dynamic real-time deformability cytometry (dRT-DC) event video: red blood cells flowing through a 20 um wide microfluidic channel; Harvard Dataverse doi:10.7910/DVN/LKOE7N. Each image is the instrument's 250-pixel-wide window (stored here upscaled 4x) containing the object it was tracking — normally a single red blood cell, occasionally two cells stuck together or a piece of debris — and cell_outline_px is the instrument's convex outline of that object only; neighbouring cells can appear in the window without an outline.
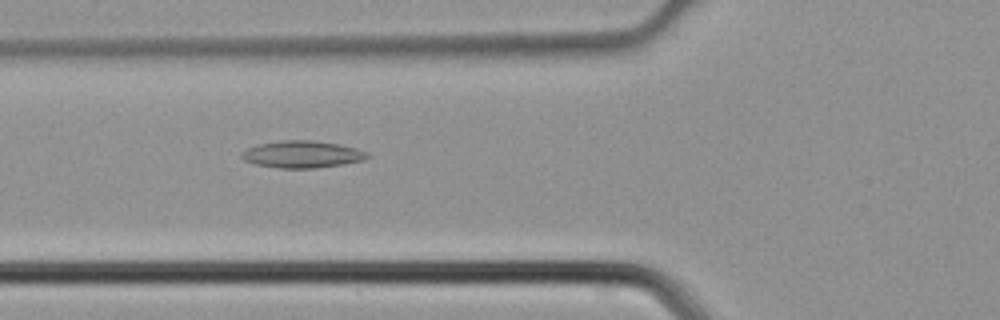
{"species": "common noctule bat (a hibernating species)", "species_latin": "Nyctalus noctula", "temperature_condition": "cold", "stored_images_in_passage": 45, "segment_of_instrument_passage": [1, 2], "camera_frame_rate_fps": 3000, "um_per_image_px": 0.085, "animal": {"sex": "male", "body_mass_g": 21.5, "forearm_length_mm": 52.0}, "frame": {"image": 1, "passage_image": 16, "time_ms": 5.0, "image_size_px": [1000, 320], "cell_outline_px": [[368, 156], [364, 160], [344, 164], [316, 168], [280, 168], [256, 164], [244, 160], [240, 156], [240, 152], [248, 148], [260, 144], [280, 140], [312, 140], [340, 144], [356, 148], [368, 152]], "centroid_in_image_um": [25.69, 13.11], "position_along_channel_um": 100.1, "area_um2": 19.83}}
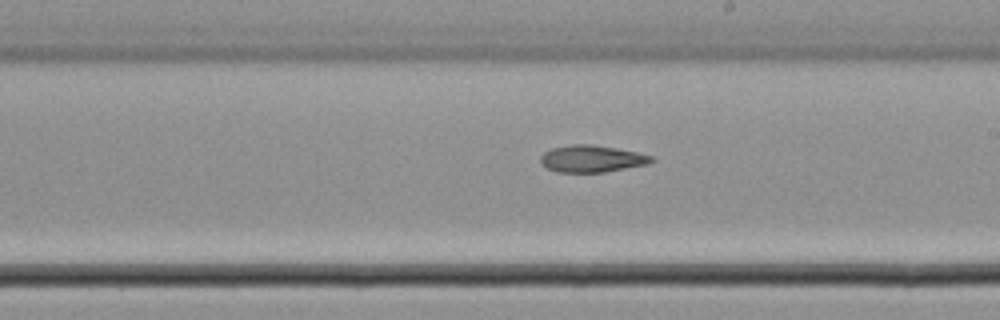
{"frame": {"image": 2, "passage_image": 25, "time_ms": 8.0, "image_size_px": [1000, 320], "cell_outline_px": [[652, 160], [648, 164], [604, 172], [556, 172], [540, 164], [540, 156], [544, 152], [552, 148], [572, 144], [592, 144], [616, 148], [636, 152], [652, 156]], "centroid_in_image_um": [50.25, 13.49], "position_along_channel_um": 238.8, "area_um2": 17.34}}
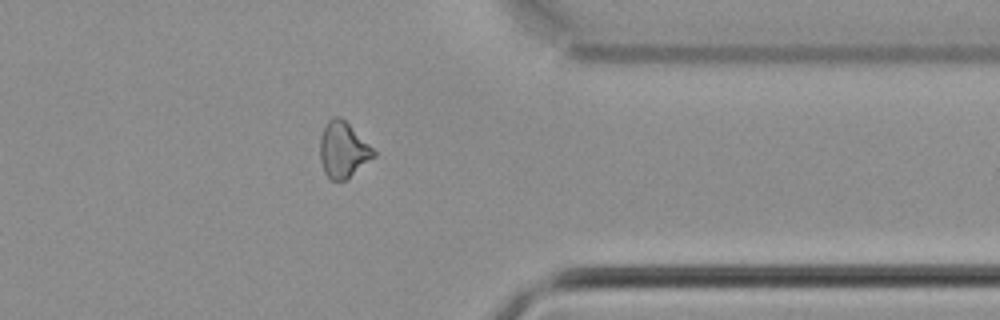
{"frame": {"image": 3, "passage_image": 35, "time_ms": 11.333, "image_size_px": [1000, 320], "cell_outline_px": [[376, 156], [344, 180], [332, 180], [324, 172], [320, 160], [320, 136], [328, 120], [332, 116], [340, 116], [376, 152]], "centroid_in_image_um": [29.14, 12.73], "position_along_channel_um": 382.3, "area_um2": 17.05}}